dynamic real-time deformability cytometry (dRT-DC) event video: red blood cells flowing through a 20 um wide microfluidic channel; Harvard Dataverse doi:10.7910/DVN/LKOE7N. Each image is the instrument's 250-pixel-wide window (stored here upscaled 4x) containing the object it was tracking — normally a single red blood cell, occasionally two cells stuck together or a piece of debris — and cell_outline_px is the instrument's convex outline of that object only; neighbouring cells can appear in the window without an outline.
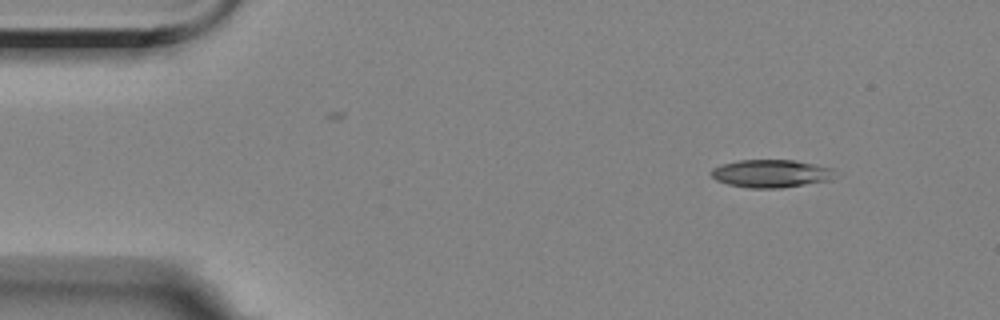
{"species": "Egyptian fruit bat (a non-hibernating species)", "species_latin": "Rousettus aegyptiacus", "temperature_condition": "room temperature", "stored_images_in_passage": 49, "camera_frame_rate_fps": 3000, "um_per_image_px": 0.085, "animal": {"sex": "female"}, "frame": {"image": 1, "passage_image": 1, "time_ms": 0.0, "image_size_px": [1000, 320], "cell_outline_px": [[832, 180], [780, 188], [748, 188], [728, 184], [716, 180], [712, 176], [712, 168], [720, 164], [740, 160], [796, 160], [832, 168]], "centroid_in_image_um": [65.5, 14.75], "position_along_channel_um": 19.5, "area_um2": 20.0}}
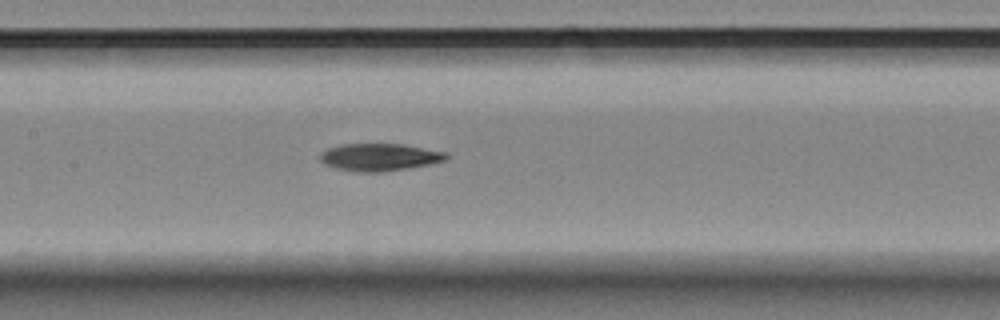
{"frame": {"image": 2, "passage_image": 21, "time_ms": 6.667, "image_size_px": [1000, 320], "cell_outline_px": [[448, 156], [444, 160], [428, 164], [408, 168], [380, 172], [360, 172], [336, 168], [324, 164], [320, 160], [320, 152], [328, 148], [340, 144], [404, 144], [448, 152]], "centroid_in_image_um": [32.24, 13.35], "position_along_channel_um": 175.2, "area_um2": 20.11}}
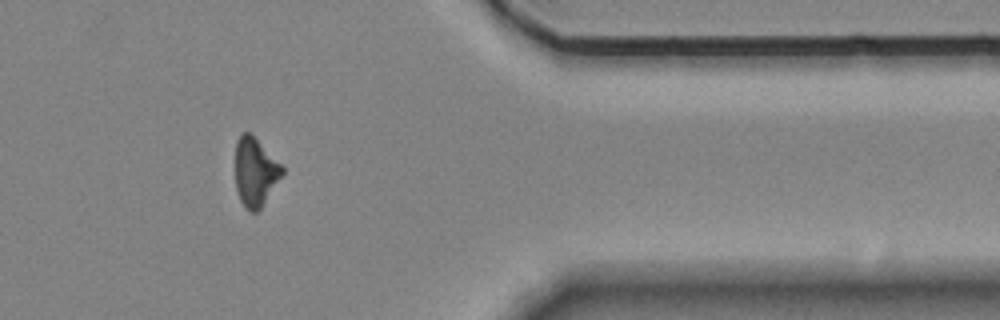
{"frame": {"image": 3, "passage_image": 41, "time_ms": 13.333, "image_size_px": [1000, 320], "cell_outline_px": [[284, 172], [260, 208], [256, 212], [248, 212], [244, 208], [236, 192], [236, 140], [240, 132], [248, 132], [284, 168]], "centroid_in_image_um": [21.65, 14.65], "position_along_channel_um": 389.7, "area_um2": 18.32}}